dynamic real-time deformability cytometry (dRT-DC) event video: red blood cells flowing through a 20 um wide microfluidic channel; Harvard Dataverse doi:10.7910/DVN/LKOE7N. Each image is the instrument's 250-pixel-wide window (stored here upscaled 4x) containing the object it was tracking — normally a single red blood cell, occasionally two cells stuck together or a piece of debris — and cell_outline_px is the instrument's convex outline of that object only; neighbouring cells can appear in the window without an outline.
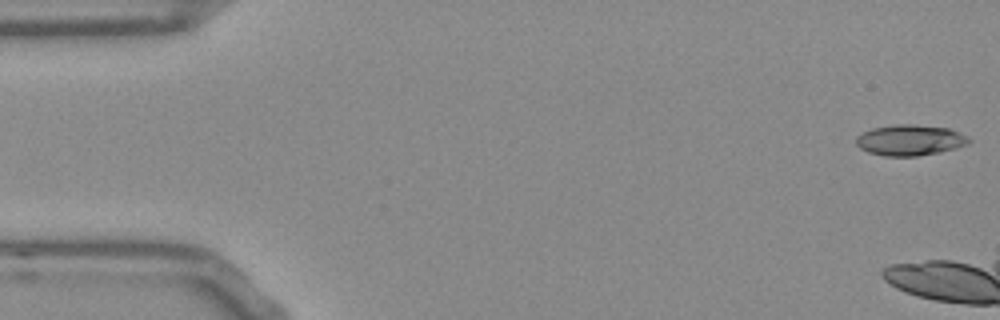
{"species": "Egyptian fruit bat (a non-hibernating species)", "species_latin": "Rousettus aegyptiacus", "temperature_condition": "room temperature", "stored_images_in_passage": 7, "camera_frame_rate_fps": 3000, "um_per_image_px": 0.085, "frame": {"image": 1, "passage_image": 1, "time_ms": 0.0, "image_size_px": [1000, 320], "cell_outline_px": [[972, 140], [968, 144], [956, 148], [940, 152], [916, 156], [884, 156], [868, 152], [860, 148], [856, 144], [856, 136], [872, 128], [900, 124], [912, 124], [948, 128], [960, 132], [968, 136]], "centroid_in_image_um": [77.37, 11.91], "position_along_channel_um": 7.6, "area_um2": 20.29}}